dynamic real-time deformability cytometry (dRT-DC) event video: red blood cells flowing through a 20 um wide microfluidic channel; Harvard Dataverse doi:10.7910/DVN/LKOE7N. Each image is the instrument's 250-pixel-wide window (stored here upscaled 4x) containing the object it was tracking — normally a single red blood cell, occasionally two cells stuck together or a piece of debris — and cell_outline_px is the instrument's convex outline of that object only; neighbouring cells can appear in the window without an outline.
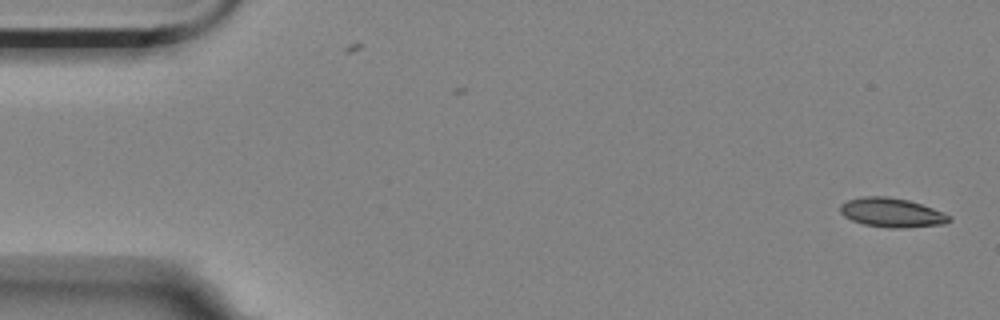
{"species": "Egyptian fruit bat (a non-hibernating species)", "species_latin": "Rousettus aegyptiacus", "temperature_condition": "room temperature", "stored_images_in_passage": 2, "camera_frame_rate_fps": 3000, "um_per_image_px": 0.085, "animal": {"sex": "female"}, "frame": {"image": 1, "passage_image": 2, "time_ms": 0.333, "image_size_px": [1000, 320], "cell_outline_px": [[952, 220], [944, 224], [900, 228], [888, 228], [864, 224], [852, 220], [844, 216], [840, 212], [840, 204], [848, 200], [864, 196], [888, 196], [908, 200], [944, 212], [952, 216]], "centroid_in_image_um": [75.81, 18.07], "position_along_channel_um": 9.2, "area_um2": 18.55}}